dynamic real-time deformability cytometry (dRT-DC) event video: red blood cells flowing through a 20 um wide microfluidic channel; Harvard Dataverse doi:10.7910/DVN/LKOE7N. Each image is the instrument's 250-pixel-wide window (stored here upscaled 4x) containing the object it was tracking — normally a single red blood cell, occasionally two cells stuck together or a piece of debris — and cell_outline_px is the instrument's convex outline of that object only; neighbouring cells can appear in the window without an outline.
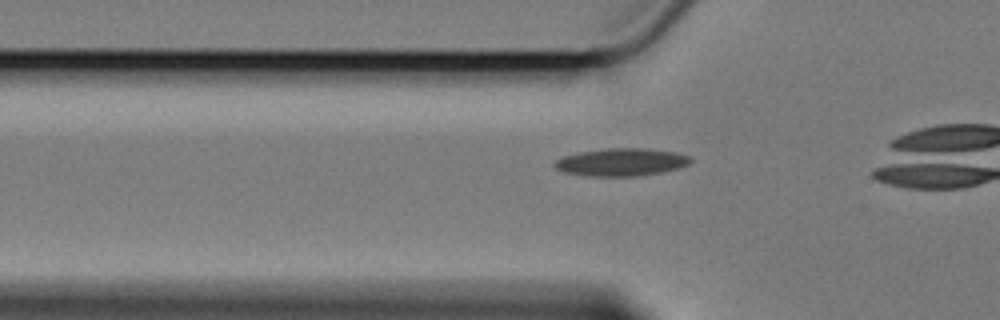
{"species": "Egyptian fruit bat (a non-hibernating species)", "species_latin": "Rousettus aegyptiacus", "temperature_condition": "cold", "stored_images_in_passage": 22, "camera_frame_rate_fps": 3000, "um_per_image_px": 0.085, "animal": {"sex": "female"}, "frame": {"image": 1, "passage_image": 16, "time_ms": 5.0, "image_size_px": [1000, 320], "cell_outline_px": [[692, 160], [688, 164], [680, 168], [664, 172], [636, 176], [588, 176], [564, 172], [556, 168], [552, 164], [556, 160], [564, 156], [580, 152], [608, 148], [648, 148], [676, 152], [688, 156]], "centroid_in_image_um": [52.83, 13.78], "position_along_channel_um": 73.0, "area_um2": 21.96}}